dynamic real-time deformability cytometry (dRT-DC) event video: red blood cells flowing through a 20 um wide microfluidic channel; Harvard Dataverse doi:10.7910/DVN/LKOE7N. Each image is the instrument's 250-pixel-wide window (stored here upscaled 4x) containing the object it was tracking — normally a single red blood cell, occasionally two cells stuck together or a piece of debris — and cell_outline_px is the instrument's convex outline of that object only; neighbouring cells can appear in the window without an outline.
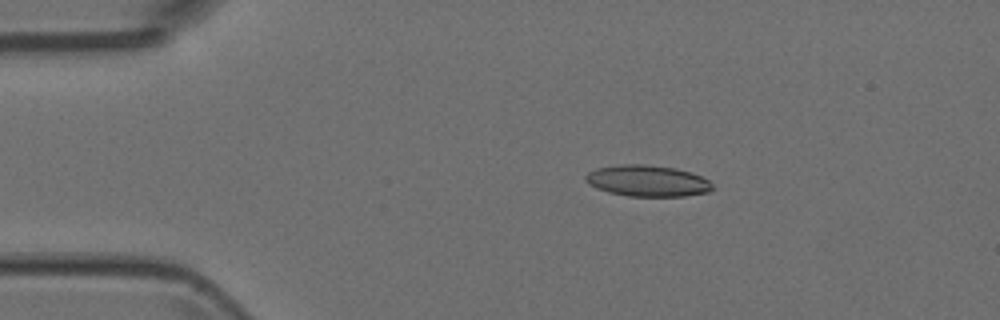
{"species": "Egyptian fruit bat (a non-hibernating species)", "species_latin": "Rousettus aegyptiacus", "temperature_condition": "room temperature", "stored_images_in_passage": 6, "camera_frame_rate_fps": 3000, "um_per_image_px": 0.085, "animal": {"sex": "female"}, "frame": {"image": 1, "passage_image": 3, "time_ms": 0.667, "image_size_px": [1000, 320], "cell_outline_px": [[712, 188], [708, 192], [684, 196], [628, 196], [608, 192], [596, 188], [588, 184], [584, 180], [584, 176], [588, 172], [596, 168], [624, 164], [644, 164], [676, 168], [692, 172], [708, 180], [712, 184]], "centroid_in_image_um": [55.0, 15.37], "position_along_channel_um": 30.0, "area_um2": 23.18}}
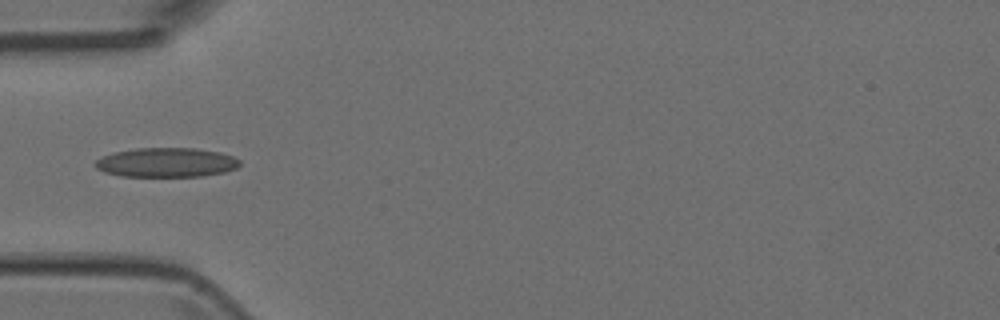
{"frame": {"image": 2, "passage_image": 5, "time_ms": 1.333, "image_size_px": [1000, 320], "cell_outline_px": [[240, 164], [236, 168], [224, 172], [200, 176], [120, 176], [104, 172], [96, 168], [92, 164], [96, 160], [104, 156], [116, 152], [136, 148], [196, 148], [220, 152], [232, 156], [240, 160]], "centroid_in_image_um": [14.13, 13.81], "position_along_channel_um": 70.9, "area_um2": 24.68}}
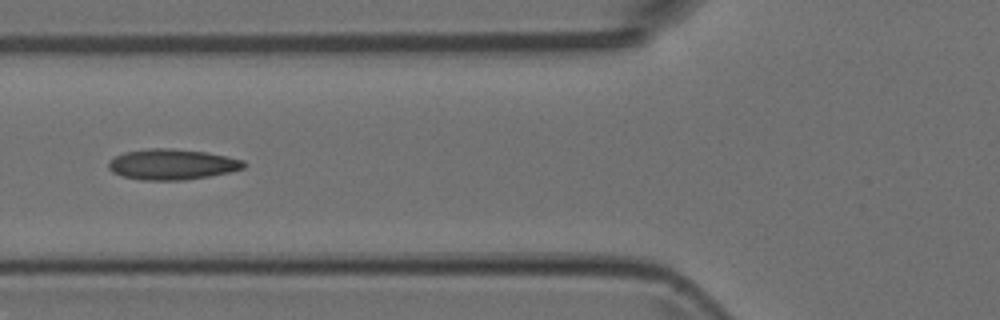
{"frame": {"image": 3, "passage_image": 6, "time_ms": 1.667, "image_size_px": [1000, 320], "cell_outline_px": [[248, 164], [244, 168], [228, 172], [208, 176], [184, 180], [140, 180], [124, 176], [112, 172], [108, 168], [108, 160], [124, 152], [148, 148], [172, 148], [208, 152], [228, 156], [244, 160]], "centroid_in_image_um": [14.64, 13.96], "position_along_channel_um": 111.2, "area_um2": 24.33}}